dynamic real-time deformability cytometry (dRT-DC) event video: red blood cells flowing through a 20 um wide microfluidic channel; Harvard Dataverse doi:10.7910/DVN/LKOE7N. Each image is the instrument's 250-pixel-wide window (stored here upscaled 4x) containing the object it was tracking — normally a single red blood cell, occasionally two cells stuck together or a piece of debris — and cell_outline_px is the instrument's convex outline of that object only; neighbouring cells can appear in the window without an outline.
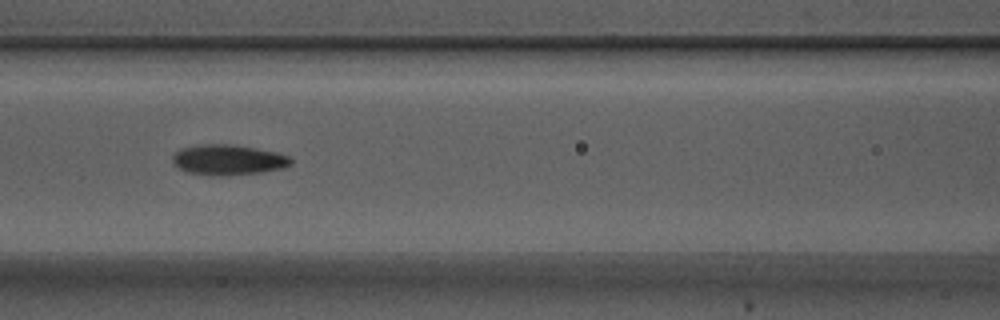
{"species": "Egyptian fruit bat (a non-hibernating species)", "species_latin": "Rousettus aegyptiacus", "temperature_condition": "warm", "stored_images_in_passage": 7, "camera_frame_rate_fps": 3000, "um_per_image_px": 0.085, "animal": {"sex": "male"}, "frame": {"image": 1, "passage_image": 4, "time_ms": 1.0, "image_size_px": [1000, 320], "cell_outline_px": [[292, 164], [284, 168], [260, 172], [224, 176], [212, 176], [188, 172], [172, 164], [172, 156], [176, 152], [184, 148], [204, 144], [224, 144], [252, 148], [276, 152], [288, 156], [292, 160]], "centroid_in_image_um": [19.39, 13.6], "position_along_channel_um": 147.2, "area_um2": 20.69}}
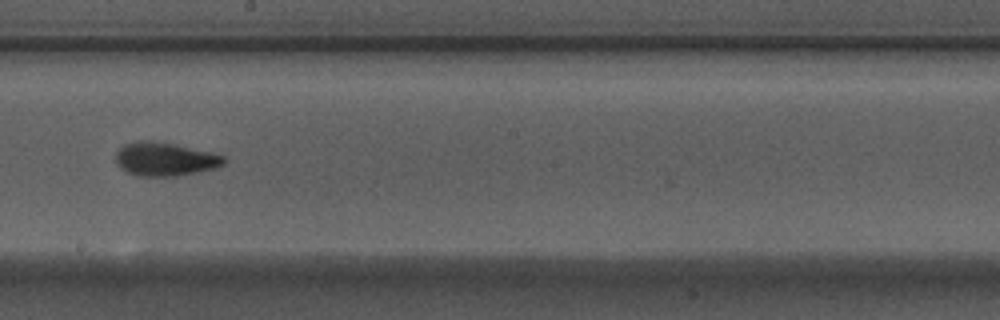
{"frame": {"image": 2, "passage_image": 6, "time_ms": 1.667, "image_size_px": [1000, 320], "cell_outline_px": [[224, 164], [212, 168], [196, 172], [176, 176], [136, 176], [120, 168], [116, 164], [116, 152], [124, 144], [136, 140], [144, 140], [172, 144], [208, 152], [224, 156]], "centroid_in_image_um": [13.94, 13.53], "position_along_channel_um": 234.3, "area_um2": 20.75}}
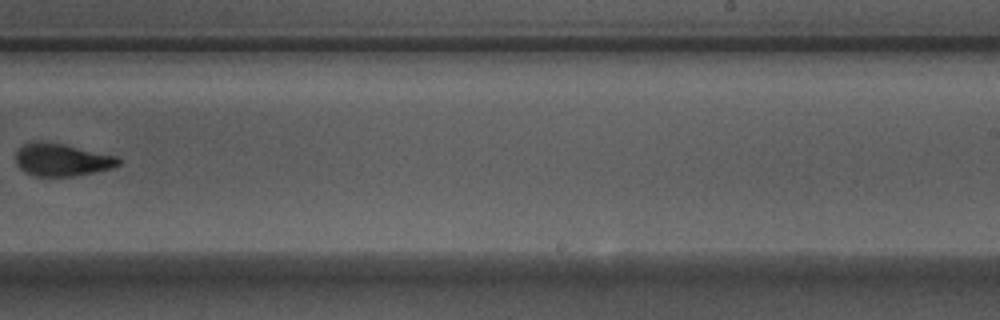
{"frame": {"image": 3, "passage_image": 7, "time_ms": 2.0, "image_size_px": [1000, 320], "cell_outline_px": [[120, 164], [112, 168], [76, 176], [36, 176], [24, 172], [16, 164], [16, 152], [24, 144], [32, 140], [40, 140], [64, 144], [116, 156], [120, 160]], "centroid_in_image_um": [5.22, 13.57], "position_along_channel_um": 283.8, "area_um2": 19.59}}